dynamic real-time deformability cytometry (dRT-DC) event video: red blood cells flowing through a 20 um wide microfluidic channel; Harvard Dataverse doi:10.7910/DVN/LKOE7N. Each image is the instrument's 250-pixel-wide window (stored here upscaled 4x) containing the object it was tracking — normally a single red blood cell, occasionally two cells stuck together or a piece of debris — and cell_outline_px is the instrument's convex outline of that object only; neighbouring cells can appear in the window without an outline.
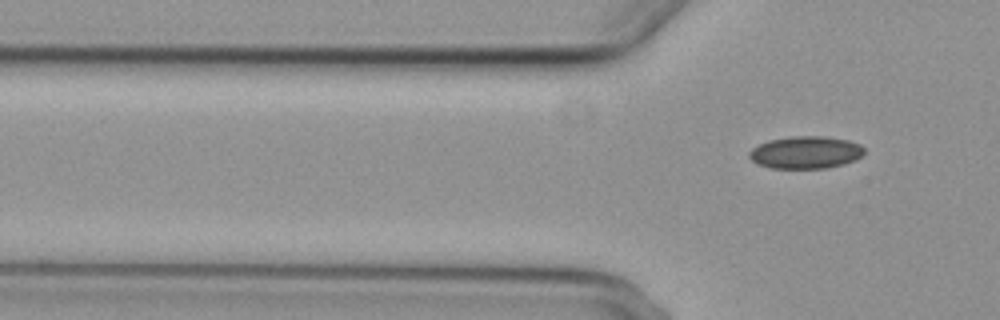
{"species": "common noctule bat (a hibernating species)", "species_latin": "Nyctalus noctula", "temperature_condition": "cold", "stored_images_in_passage": 7, "segment_of_instrument_passage": [2, 2], "camera_frame_rate_fps": 3000, "um_per_image_px": 0.085, "animal": {"sex": "female", "body_mass_g": 29.2, "forearm_length_mm": 56.3}, "frame": {"image": 1, "passage_image": 7, "time_ms": 7.0, "image_size_px": [1000, 320], "cell_outline_px": [[864, 152], [856, 160], [844, 164], [828, 168], [768, 168], [756, 164], [748, 156], [748, 152], [752, 148], [768, 140], [792, 136], [824, 136], [848, 140], [860, 144], [864, 148]], "centroid_in_image_um": [68.46, 12.96], "position_along_channel_um": 57.3, "area_um2": 21.91}}